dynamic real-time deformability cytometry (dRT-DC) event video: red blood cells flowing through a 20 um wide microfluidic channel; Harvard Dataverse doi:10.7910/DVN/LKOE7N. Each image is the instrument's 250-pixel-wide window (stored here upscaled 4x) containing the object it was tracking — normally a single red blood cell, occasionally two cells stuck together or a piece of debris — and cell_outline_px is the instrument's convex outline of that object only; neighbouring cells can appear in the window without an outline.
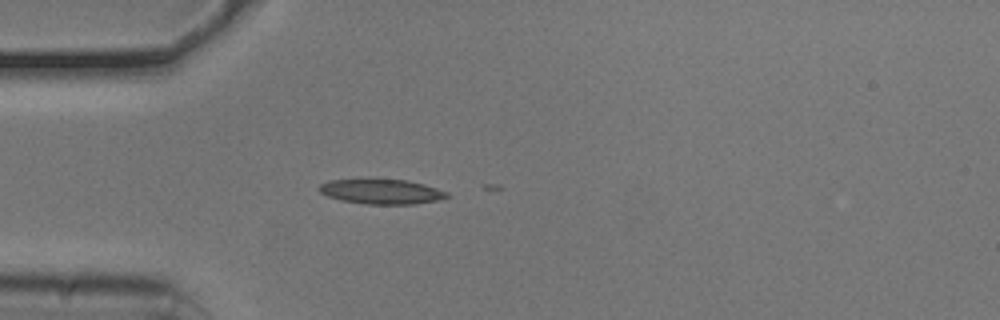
{"species": "common noctule bat (a hibernating species)", "species_latin": "Nyctalus noctula", "temperature_condition": "cold", "stored_images_in_passage": 3, "camera_frame_rate_fps": 3000, "um_per_image_px": 0.085, "animal": {"sex": "male", "body_mass_g": 20.5, "forearm_length_mm": 52.5}, "frame": {"image": 1, "passage_image": 1, "time_ms": 0.0, "image_size_px": [1000, 320], "cell_outline_px": [[448, 196], [436, 200], [416, 204], [364, 204], [340, 200], [328, 196], [320, 192], [316, 188], [320, 184], [332, 180], [376, 176], [408, 180], [424, 184], [448, 192]], "centroid_in_image_um": [32.36, 16.23], "position_along_channel_um": 52.6, "area_um2": 19.36}}